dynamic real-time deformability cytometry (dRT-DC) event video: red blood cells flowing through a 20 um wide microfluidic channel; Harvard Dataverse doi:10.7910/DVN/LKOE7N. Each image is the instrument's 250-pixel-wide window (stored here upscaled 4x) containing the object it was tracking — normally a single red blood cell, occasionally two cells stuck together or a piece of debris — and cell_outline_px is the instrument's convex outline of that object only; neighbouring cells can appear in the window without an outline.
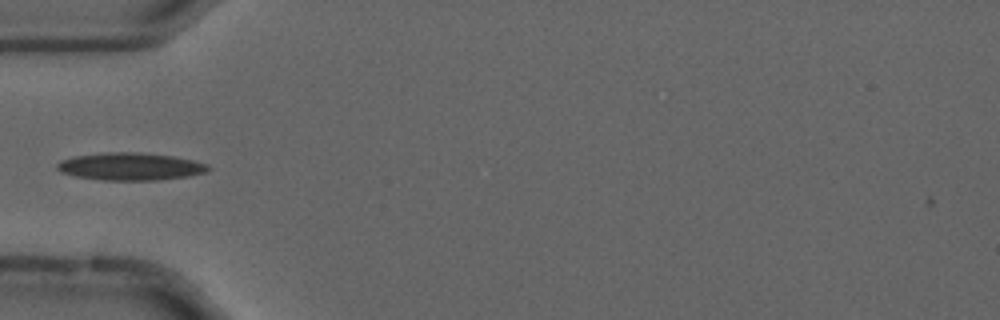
{"species": "common noctule bat (a hibernating species)", "species_latin": "Nyctalus noctula", "temperature_condition": "cold", "stored_images_in_passage": 40, "camera_frame_rate_fps": 3000, "um_per_image_px": 0.085, "animal": {"sex": "male", "forearm_length_mm": 52.5}, "frame": {"image": 1, "passage_image": 3, "time_ms": 0.667, "image_size_px": [1000, 320], "cell_outline_px": [[212, 168], [208, 172], [188, 176], [156, 180], [100, 180], [76, 176], [60, 172], [56, 168], [56, 164], [60, 160], [76, 156], [108, 152], [140, 152], [172, 156], [192, 160], [208, 164]], "centroid_in_image_um": [11.09, 14.15], "position_along_channel_um": 73.9, "area_um2": 24.28}}
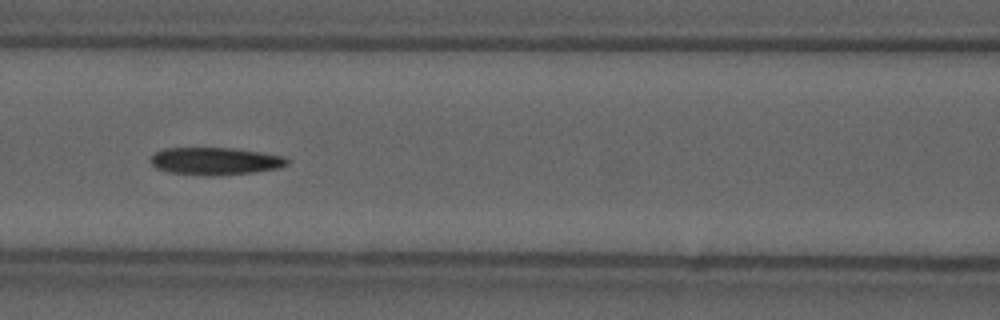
{"frame": {"image": 2, "passage_image": 9, "time_ms": 2.667, "image_size_px": [1000, 320], "cell_outline_px": [[288, 164], [280, 168], [256, 172], [216, 176], [204, 176], [168, 172], [156, 168], [148, 160], [156, 152], [164, 148], [228, 148], [260, 152], [284, 156], [288, 160]], "centroid_in_image_um": [18.28, 13.71], "position_along_channel_um": 148.3, "area_um2": 22.02}}
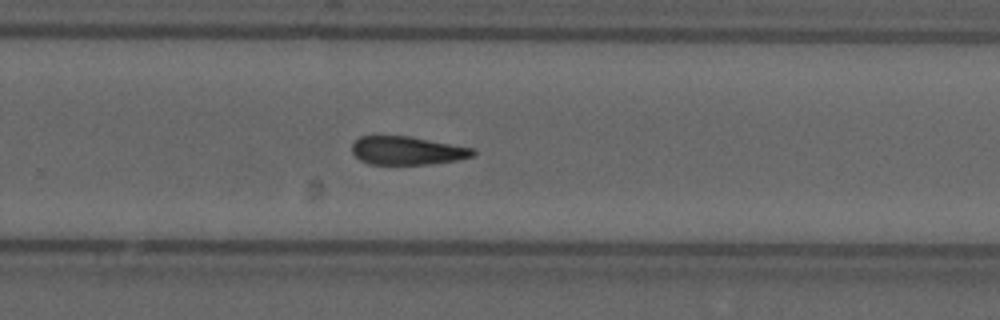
{"frame": {"image": 3, "passage_image": 21, "time_ms": 6.667, "image_size_px": [1000, 320], "cell_outline_px": [[476, 156], [460, 160], [428, 164], [368, 164], [360, 160], [352, 152], [352, 144], [360, 136], [408, 136], [476, 148]], "centroid_in_image_um": [34.67, 12.8], "position_along_channel_um": 295.1, "area_um2": 20.17}, "authors_computed_cell_mechanics": {"area_um2": 21.0103, "velocity_mm_per_s": 3.6924, "shape_relaxation_time_tau1_ms": null, "shape_relaxation_time_tau2_ms": 4.3303, "deformation_change_tau1": null, "deformation_change_tau2": 0.1368}}